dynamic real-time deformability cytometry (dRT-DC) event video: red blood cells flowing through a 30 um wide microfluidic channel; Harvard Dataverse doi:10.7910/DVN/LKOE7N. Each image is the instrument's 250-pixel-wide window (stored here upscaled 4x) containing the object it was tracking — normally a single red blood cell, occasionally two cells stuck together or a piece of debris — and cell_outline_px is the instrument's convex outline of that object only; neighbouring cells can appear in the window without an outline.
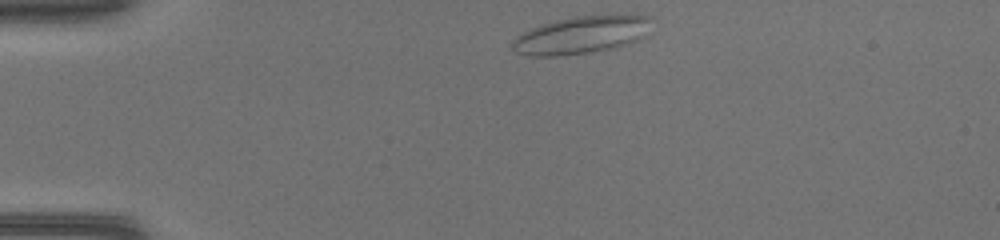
{"species": "common noctule bat (a hibernating species)", "species_latin": "Nyctalus noctula", "temperature_condition": "warm", "stored_images_in_passage": 37, "camera_frame_rate_fps": 3000, "um_per_image_px": 0.085, "animal": {"sex": "female", "body_mass_g": 17.0, "forearm_length_mm": 48.0}, "frame": {"image": 1, "passage_image": 1, "time_ms": 0.0, "image_size_px": [1000, 240], "cell_outline_px": [[648, 20], [644, 36], [628, 44], [616, 48], [588, 52], [556, 56], [528, 56], [516, 52], [512, 48], [512, 40], [516, 36], [532, 28], [556, 20], [576, 16], [644, 16]], "centroid_in_image_um": [49.3, 3.01], "position_along_channel_um": 35.7, "area_um2": 29.54}}
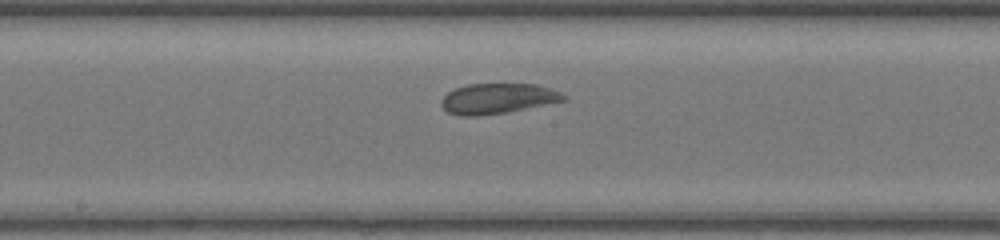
{"frame": {"image": 2, "passage_image": 16, "time_ms": 5.0, "image_size_px": [1000, 240], "cell_outline_px": [[568, 100], [504, 112], [476, 116], [460, 116], [448, 112], [440, 104], [440, 100], [448, 92], [456, 88], [468, 84], [536, 84], [560, 92], [568, 96]], "centroid_in_image_um": [42.3, 8.37], "position_along_channel_um": 205.9, "area_um2": 21.44}}
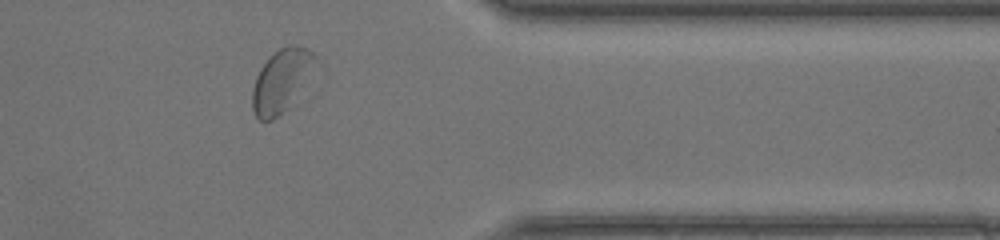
{"frame": {"image": 3, "passage_image": 29, "time_ms": 9.333, "image_size_px": [1000, 240], "cell_outline_px": [[316, 56], [288, 108], [272, 120], [260, 120], [256, 116], [252, 108], [252, 92], [256, 76], [260, 68], [280, 48], [292, 44], [296, 44], [308, 48]], "centroid_in_image_um": [23.82, 6.86], "position_along_channel_um": 387.6, "area_um2": 21.68}}